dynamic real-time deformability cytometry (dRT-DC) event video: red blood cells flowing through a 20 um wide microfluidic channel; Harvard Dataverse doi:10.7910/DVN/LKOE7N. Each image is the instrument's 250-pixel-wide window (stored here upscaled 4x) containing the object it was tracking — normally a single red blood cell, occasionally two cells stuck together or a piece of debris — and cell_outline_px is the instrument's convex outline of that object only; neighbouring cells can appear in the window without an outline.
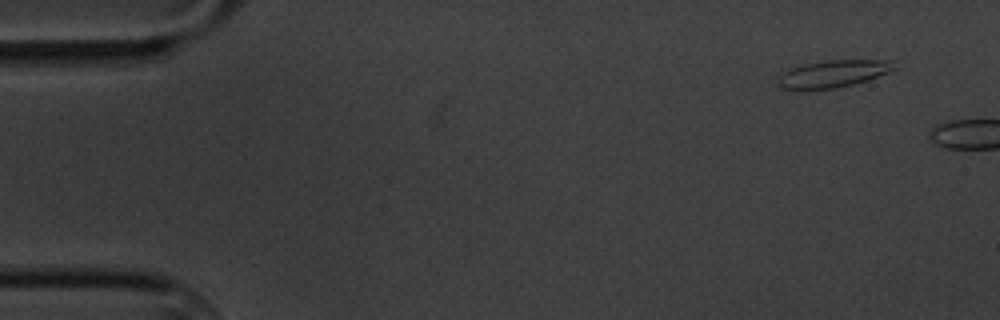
{"species": "common noctule bat (a hibernating species)", "species_latin": "Nyctalus noctula", "temperature_condition": "cold", "stored_images_in_passage": 2, "camera_frame_rate_fps": 3000, "um_per_image_px": 0.085, "animal": {"sex": "male", "body_mass_g": 20.1, "forearm_length_mm": 53.5}, "frame": {"image": 1, "passage_image": 1, "time_ms": 0.0, "image_size_px": [1000, 320], "cell_outline_px": [[896, 68], [888, 72], [868, 80], [852, 84], [832, 88], [780, 88], [776, 80], [788, 68], [804, 64], [828, 60], [892, 60]], "centroid_in_image_um": [70.82, 6.24], "position_along_channel_um": 14.2, "area_um2": 18.03}}